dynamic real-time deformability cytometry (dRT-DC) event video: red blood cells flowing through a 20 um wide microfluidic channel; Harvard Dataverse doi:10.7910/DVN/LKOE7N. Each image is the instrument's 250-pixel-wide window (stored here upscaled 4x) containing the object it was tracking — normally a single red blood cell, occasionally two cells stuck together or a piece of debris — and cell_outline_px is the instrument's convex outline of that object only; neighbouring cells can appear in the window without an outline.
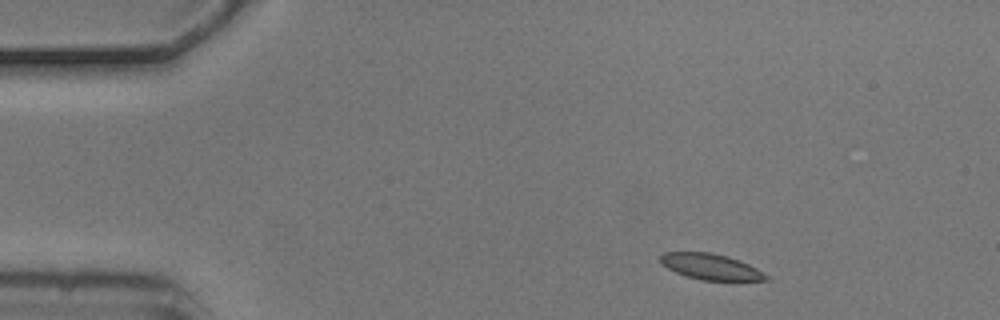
{"species": "common noctule bat (a hibernating species)", "species_latin": "Nyctalus noctula", "temperature_condition": "cold", "stored_images_in_passage": 4, "camera_frame_rate_fps": 3000, "um_per_image_px": 0.085, "animal": {"sex": "male", "body_mass_g": 20.5, "forearm_length_mm": 52.5}, "frame": {"image": 1, "passage_image": 2, "time_ms": 0.333, "image_size_px": [1000, 320], "cell_outline_px": [[768, 280], [700, 280], [676, 272], [660, 264], [660, 256], [664, 252], [712, 252], [728, 256], [748, 264], [756, 268], [768, 276]], "centroid_in_image_um": [60.38, 22.66], "position_along_channel_um": 24.6, "area_um2": 15.78}}